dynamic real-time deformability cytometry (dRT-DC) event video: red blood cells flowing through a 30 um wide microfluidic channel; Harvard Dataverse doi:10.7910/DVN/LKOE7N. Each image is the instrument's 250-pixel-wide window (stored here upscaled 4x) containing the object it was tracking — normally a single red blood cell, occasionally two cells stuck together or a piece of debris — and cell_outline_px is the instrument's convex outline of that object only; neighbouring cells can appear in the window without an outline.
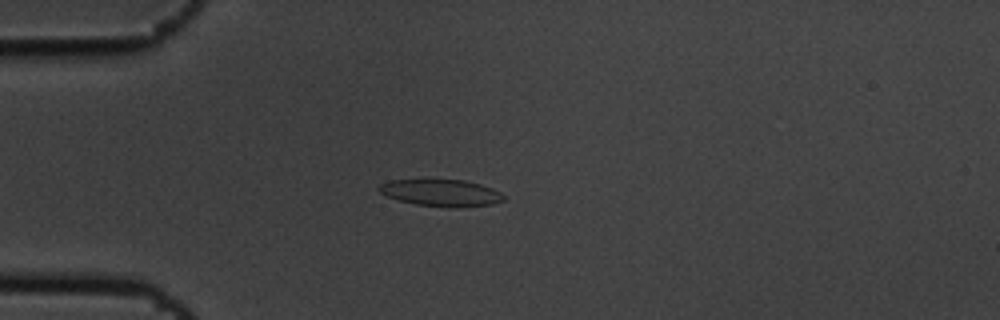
{"species": "common noctule bat (a hibernating species)", "species_latin": "Nyctalus noctula", "temperature_condition": "cold", "stored_images_in_passage": 3, "camera_frame_rate_fps": 3000, "um_per_image_px": 0.085, "animal": {"sex": "male", "body_mass_g": 19.5, "forearm_length_mm": 54.6}, "frame": {"image": 1, "passage_image": 3, "time_ms": 0.667, "image_size_px": [1000, 320], "cell_outline_px": [[504, 200], [492, 204], [456, 208], [448, 208], [416, 204], [400, 200], [388, 196], [380, 192], [376, 188], [380, 184], [392, 180], [464, 180], [480, 184], [492, 188], [500, 192], [504, 196]], "centroid_in_image_um": [37.51, 16.4], "position_along_channel_um": 47.5, "area_um2": 19.42}}